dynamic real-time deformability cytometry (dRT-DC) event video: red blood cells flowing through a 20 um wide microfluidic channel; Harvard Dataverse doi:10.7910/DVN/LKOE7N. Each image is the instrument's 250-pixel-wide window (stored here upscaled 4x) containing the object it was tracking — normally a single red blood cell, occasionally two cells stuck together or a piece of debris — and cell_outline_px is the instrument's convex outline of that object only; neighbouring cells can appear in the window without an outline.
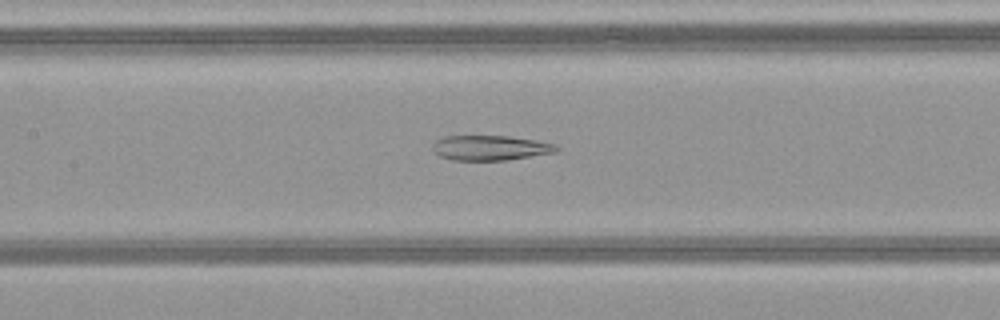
{"species": "common noctule bat (a hibernating species)", "species_latin": "Nyctalus noctula", "temperature_condition": "warm", "stored_images_in_passage": 50, "camera_frame_rate_fps": 3000, "um_per_image_px": 0.085, "animal": {"sex": "female", "body_mass_g": 21.9}, "frame": {"image": 1, "passage_image": 24, "time_ms": 7.667, "image_size_px": [1000, 320], "cell_outline_px": [[560, 148], [556, 152], [508, 160], [452, 160], [440, 156], [432, 148], [432, 144], [436, 140], [444, 136], [508, 136], [536, 140], [556, 144]], "centroid_in_image_um": [41.69, 12.56], "position_along_channel_um": 165.7, "area_um2": 18.03}}
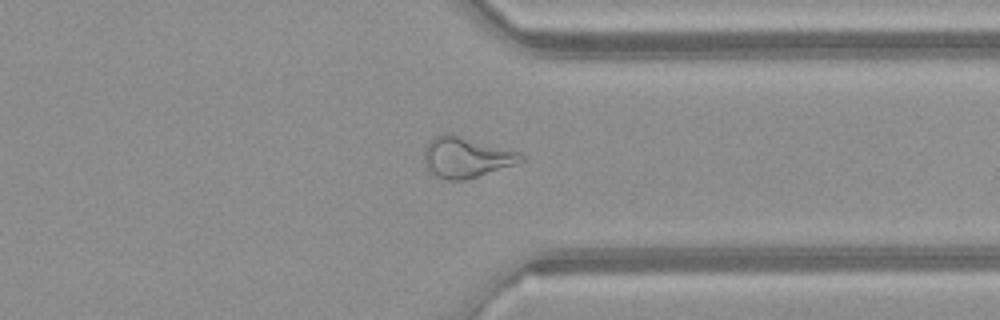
{"frame": {"image": 2, "passage_image": 39, "time_ms": 12.667, "image_size_px": [1000, 320], "cell_outline_px": [[524, 160], [516, 164], [464, 180], [444, 180], [436, 176], [424, 164], [424, 148], [436, 136], [448, 132], [452, 132], [520, 152], [524, 156]], "centroid_in_image_um": [39.63, 13.34], "position_along_channel_um": 371.8, "area_um2": 23.06}}
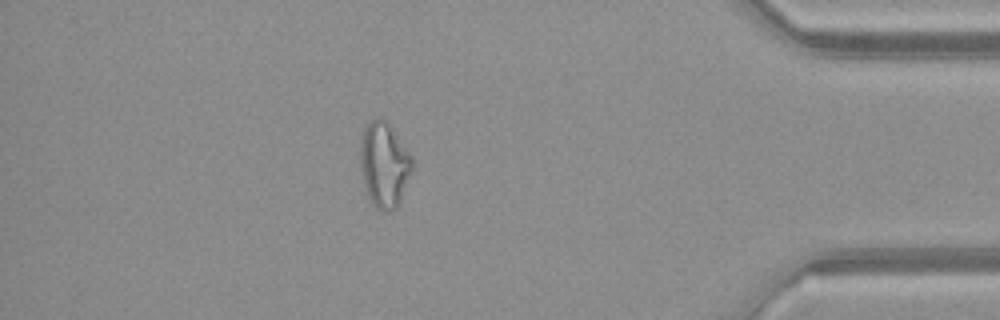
{"frame": {"image": 3, "passage_image": 44, "time_ms": 14.333, "image_size_px": [1000, 320], "cell_outline_px": [[412, 168], [400, 200], [396, 208], [388, 212], [384, 212], [376, 208], [368, 200], [364, 184], [360, 164], [360, 144], [364, 128], [376, 116], [380, 116], [388, 120], [412, 156]], "centroid_in_image_um": [32.64, 13.97], "position_along_channel_um": 402.6, "area_um2": 26.01}, "authors_computed_cell_mechanics": {"area_um2": 25.8655, "velocity_mm_per_s": 4.156, "shape_relaxation_time_tau1_ms": null, "shape_relaxation_time_tau2_ms": 4.1377, "deformation_change_tau1": null, "deformation_change_tau2": 0.1233}}